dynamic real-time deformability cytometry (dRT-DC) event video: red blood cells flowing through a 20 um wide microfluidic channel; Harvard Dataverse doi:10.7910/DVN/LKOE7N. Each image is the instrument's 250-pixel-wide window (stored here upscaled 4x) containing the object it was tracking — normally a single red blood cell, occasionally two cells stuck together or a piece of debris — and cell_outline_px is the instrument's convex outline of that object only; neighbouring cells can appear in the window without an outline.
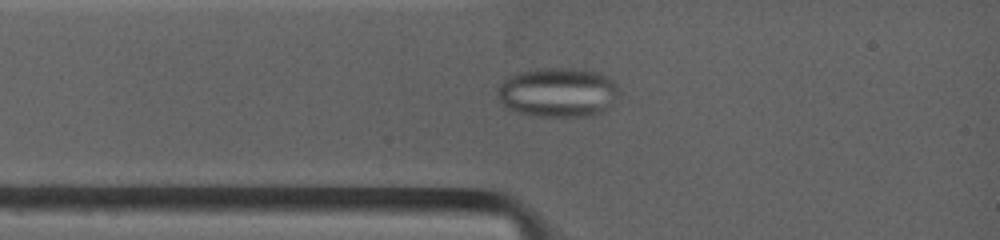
{"species": "common noctule bat (a hibernating species)", "species_latin": "Nyctalus noctula", "temperature_condition": "warm", "stored_images_in_passage": 4, "camera_frame_rate_fps": 4500, "um_per_image_px": 0.085, "animal": {"sex": "female", "body_mass_g": 19.0, "forearm_length_mm": 53.3}, "frame": {"image": 1, "passage_image": 4, "time_ms": 2.667, "image_size_px": [1000, 240], "cell_outline_px": [[620, 92], [604, 112], [584, 116], [532, 116], [516, 112], [504, 108], [496, 96], [496, 92], [500, 84], [512, 76], [520, 72], [536, 68], [564, 68], [592, 72], [604, 76], [612, 80], [620, 88]], "centroid_in_image_um": [47.37, 7.88], "position_along_channel_um": 37.6, "area_um2": 34.91}}